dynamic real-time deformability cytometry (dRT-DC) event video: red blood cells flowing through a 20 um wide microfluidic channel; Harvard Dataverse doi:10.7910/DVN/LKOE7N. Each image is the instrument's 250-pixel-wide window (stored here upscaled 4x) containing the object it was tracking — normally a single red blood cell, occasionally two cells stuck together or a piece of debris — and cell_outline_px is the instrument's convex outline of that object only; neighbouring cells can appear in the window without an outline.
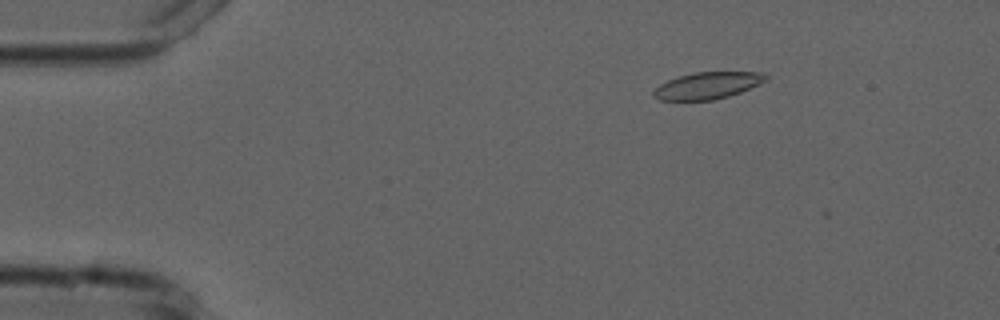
{"species": "common noctule bat (a hibernating species)", "species_latin": "Nyctalus noctula", "temperature_condition": "cold", "stored_images_in_passage": 21, "camera_frame_rate_fps": 3000, "um_per_image_px": 0.085, "animal": {"sex": "male", "forearm_length_mm": 52.5}, "frame": {"image": 1, "passage_image": 9, "time_ms": 2.667, "image_size_px": [1000, 320], "cell_outline_px": [[768, 80], [760, 84], [740, 92], [728, 96], [712, 100], [660, 100], [652, 96], [652, 92], [660, 84], [668, 80], [680, 76], [696, 72], [764, 72], [768, 76]], "centroid_in_image_um": [60.16, 7.27], "position_along_channel_um": 24.8, "area_um2": 17.51}}
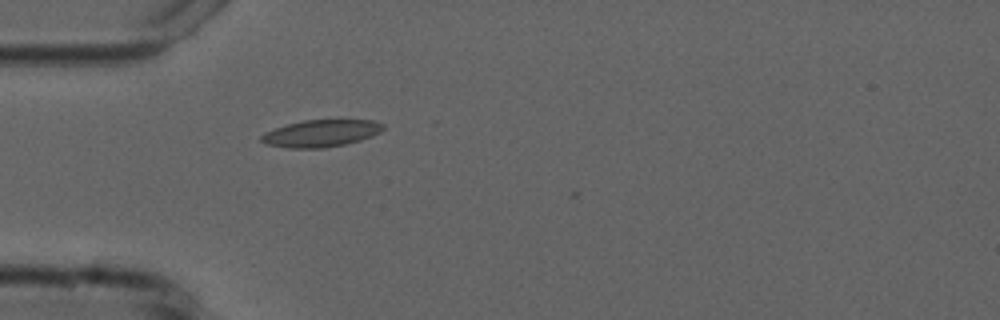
{"frame": {"image": 2, "passage_image": 17, "time_ms": 5.333, "image_size_px": [1000, 320], "cell_outline_px": [[384, 128], [380, 132], [372, 136], [360, 140], [344, 144], [320, 148], [288, 148], [268, 144], [260, 140], [260, 136], [264, 132], [288, 124], [304, 120], [340, 116], [372, 120], [384, 124]], "centroid_in_image_um": [27.36, 11.27], "position_along_channel_um": 57.6, "area_um2": 20.0}}
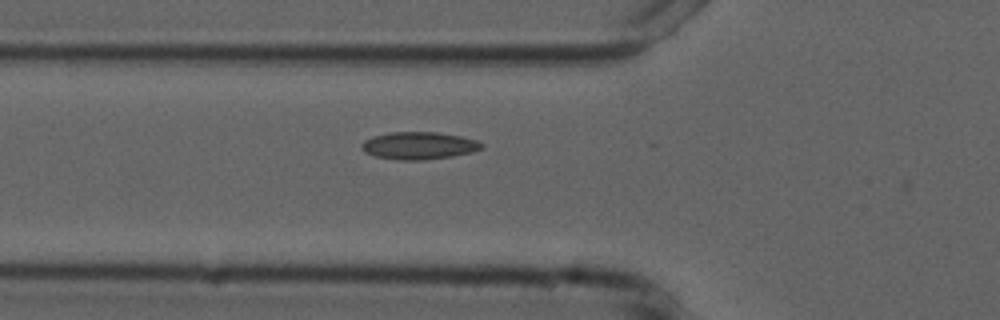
{"frame": {"image": 3, "passage_image": 20, "time_ms": 6.333, "image_size_px": [1000, 320], "cell_outline_px": [[484, 148], [472, 152], [452, 156], [424, 160], [400, 160], [376, 156], [364, 152], [360, 148], [360, 144], [364, 140], [372, 136], [388, 132], [436, 132], [460, 136], [476, 140], [484, 144]], "centroid_in_image_um": [35.58, 12.37], "position_along_channel_um": 90.2, "area_um2": 19.31}}